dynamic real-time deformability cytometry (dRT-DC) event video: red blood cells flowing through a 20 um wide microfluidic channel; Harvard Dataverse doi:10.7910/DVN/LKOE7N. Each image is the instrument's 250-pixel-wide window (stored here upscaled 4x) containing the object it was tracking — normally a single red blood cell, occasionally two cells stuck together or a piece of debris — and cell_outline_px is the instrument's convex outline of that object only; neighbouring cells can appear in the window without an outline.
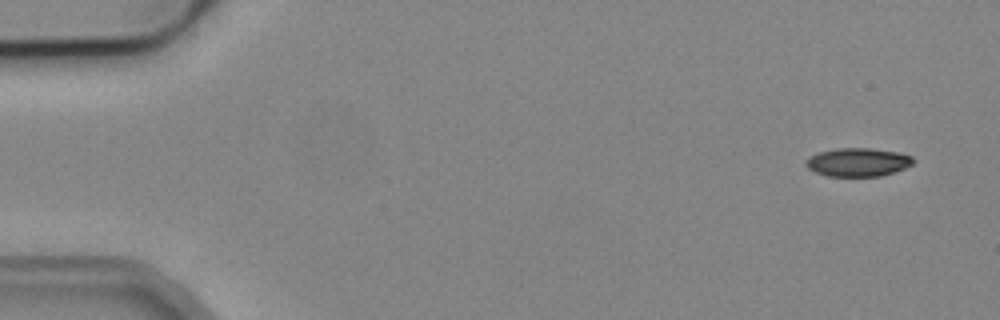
{"species": "common noctule bat (a hibernating species)", "species_latin": "Nyctalus noctula", "temperature_condition": "cold", "stored_images_in_passage": 7, "camera_frame_rate_fps": 3000, "um_per_image_px": 0.085, "animal": {"sex": "male", "body_mass_g": 19.2, "forearm_length_mm": 51.8}, "frame": {"image": 1, "passage_image": 1, "time_ms": 0.0, "image_size_px": [1000, 320], "cell_outline_px": [[912, 164], [896, 172], [880, 176], [828, 176], [816, 172], [808, 168], [804, 164], [804, 160], [808, 156], [820, 152], [836, 148], [868, 148], [900, 152], [912, 156]], "centroid_in_image_um": [72.89, 13.78], "position_along_channel_um": 12.1, "area_um2": 17.86}}
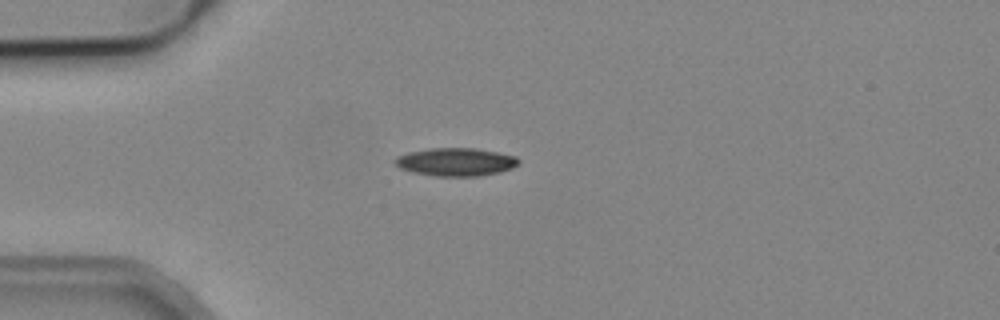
{"frame": {"image": 2, "passage_image": 4, "time_ms": 1.0, "image_size_px": [1000, 320], "cell_outline_px": [[520, 164], [512, 168], [500, 172], [480, 176], [436, 176], [412, 172], [400, 168], [392, 164], [392, 160], [396, 156], [408, 152], [432, 148], [476, 148], [516, 156], [520, 160]], "centroid_in_image_um": [38.72, 13.76], "position_along_channel_um": 46.3, "area_um2": 20.46}}